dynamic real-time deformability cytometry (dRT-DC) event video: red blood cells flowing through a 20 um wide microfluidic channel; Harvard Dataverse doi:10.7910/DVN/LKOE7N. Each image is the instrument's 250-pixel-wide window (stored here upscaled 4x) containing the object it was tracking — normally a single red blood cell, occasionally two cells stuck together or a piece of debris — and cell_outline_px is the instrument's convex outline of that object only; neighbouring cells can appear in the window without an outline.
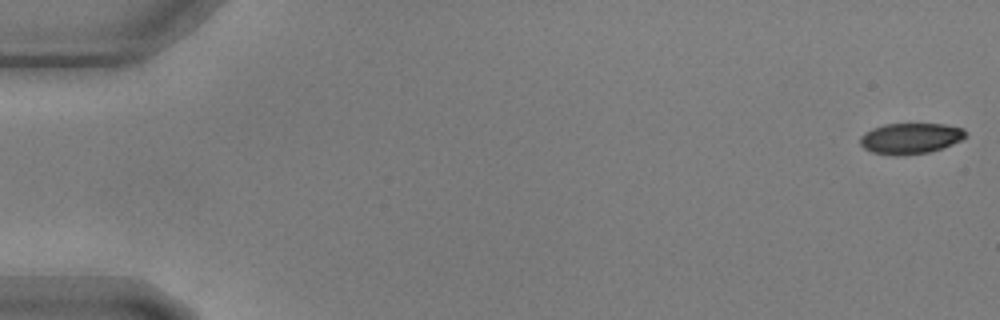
{"species": "common noctule bat (a hibernating species)", "species_latin": "Nyctalus noctula", "temperature_condition": "warm", "stored_images_in_passage": 12, "camera_frame_rate_fps": 3000, "um_per_image_px": 0.085, "animal": {"sex": "male", "body_mass_g": 17.9, "forearm_length_mm": 54.2}, "frame": {"image": 1, "passage_image": 1, "time_ms": 0.0, "image_size_px": [1000, 320], "cell_outline_px": [[968, 136], [944, 148], [928, 152], [900, 156], [896, 156], [872, 152], [864, 148], [860, 144], [860, 136], [864, 132], [872, 128], [884, 124], [944, 124], [964, 128], [968, 132]], "centroid_in_image_um": [77.4, 11.76], "position_along_channel_um": 7.6, "area_um2": 19.19}}